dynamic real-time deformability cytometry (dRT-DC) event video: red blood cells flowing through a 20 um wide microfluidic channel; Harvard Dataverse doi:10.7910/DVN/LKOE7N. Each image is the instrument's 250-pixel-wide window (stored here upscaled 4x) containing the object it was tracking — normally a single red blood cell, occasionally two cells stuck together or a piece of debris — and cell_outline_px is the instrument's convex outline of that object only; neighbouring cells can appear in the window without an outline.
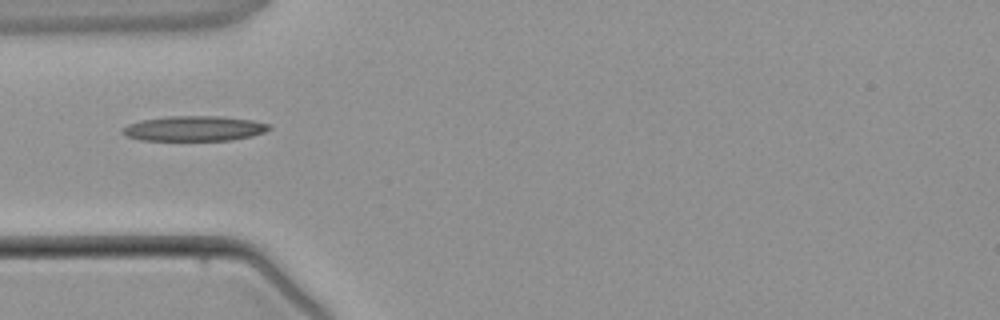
{"species": "common noctule bat (a hibernating species)", "species_latin": "Nyctalus noctula", "temperature_condition": "warm", "stored_images_in_passage": 1, "camera_frame_rate_fps": 3000, "um_per_image_px": 0.085, "animal": {"sex": "male", "body_mass_g": 21.5, "forearm_length_mm": 52.0}, "frame": {"image": 1, "passage_image": 1, "time_ms": 0.0, "image_size_px": [1000, 320], "cell_outline_px": [[272, 128], [264, 132], [252, 136], [232, 140], [140, 140], [128, 136], [120, 132], [120, 128], [128, 124], [140, 120], [168, 116], [220, 116], [252, 120], [272, 124]], "centroid_in_image_um": [16.51, 10.92], "position_along_channel_um": 68.5, "area_um2": 21.62}}